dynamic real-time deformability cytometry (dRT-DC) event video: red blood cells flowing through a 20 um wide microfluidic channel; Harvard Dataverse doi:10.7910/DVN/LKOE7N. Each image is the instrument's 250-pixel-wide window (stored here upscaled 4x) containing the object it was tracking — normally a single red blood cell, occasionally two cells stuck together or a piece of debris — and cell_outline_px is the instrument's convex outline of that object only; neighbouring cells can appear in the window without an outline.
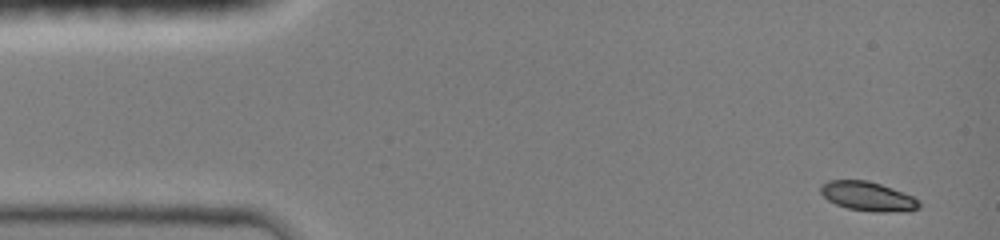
{"species": "common noctule bat (a hibernating species)", "species_latin": "Nyctalus noctula", "temperature_condition": "room temperature", "stored_images_in_passage": 23, "camera_frame_rate_fps": 3000, "um_per_image_px": 0.085, "animal": {"sex": "female", "body_mass_g": 19.0, "forearm_length_mm": 51.5}, "frame": {"image": 1, "passage_image": 1, "time_ms": 0.0, "image_size_px": [1000, 240], "cell_outline_px": [[920, 208], [908, 212], [872, 212], [848, 208], [836, 204], [828, 200], [820, 192], [820, 188], [828, 180], [868, 180], [880, 184], [912, 196], [920, 204]], "centroid_in_image_um": [73.78, 16.7], "position_along_channel_um": 11.2, "area_um2": 16.7}}
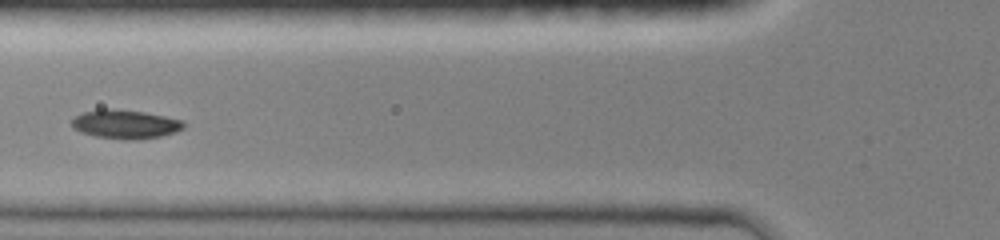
{"frame": {"image": 2, "passage_image": 13, "time_ms": 5.0, "image_size_px": [1000, 240], "cell_outline_px": [[184, 128], [176, 132], [160, 136], [132, 140], [124, 140], [96, 136], [80, 132], [72, 128], [72, 120], [76, 116], [84, 112], [100, 108], [112, 108], [144, 112], [184, 120]], "centroid_in_image_um": [10.65, 10.55], "position_along_channel_um": 115.2, "area_um2": 18.9}}
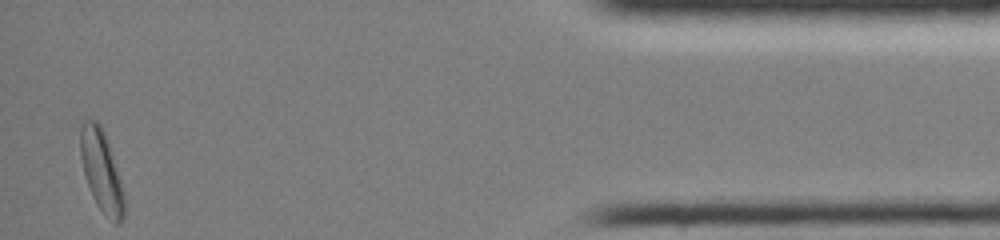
{"frame": {"image": 3, "passage_image": 23, "time_ms": 14.0, "image_size_px": [1000, 240], "cell_outline_px": [[124, 216], [120, 224], [116, 224], [104, 216], [96, 204], [88, 184], [84, 172], [80, 156], [80, 128], [84, 120], [96, 120], [100, 124], [104, 132], [124, 192]], "centroid_in_image_um": [8.62, 14.57], "position_along_channel_um": 426.6, "area_um2": 20.52}, "authors_computed_cell_mechanics": {"area_um2": 17.8602, "velocity_mm_per_s": 4.1737, "shape_relaxation_time_tau1_ms": 1.6455, "shape_relaxation_time_tau2_ms": null, "deformation_change_tau1": 0.1141, "deformation_change_tau2": null}}